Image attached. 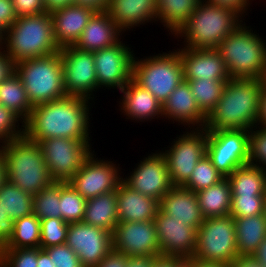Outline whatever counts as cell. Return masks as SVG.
I'll use <instances>...</instances> for the list:
<instances>
[{
	"label": "cell",
	"instance_id": "36",
	"mask_svg": "<svg viewBox=\"0 0 266 267\" xmlns=\"http://www.w3.org/2000/svg\"><path fill=\"white\" fill-rule=\"evenodd\" d=\"M199 108L208 116L223 94L228 80H186Z\"/></svg>",
	"mask_w": 266,
	"mask_h": 267
},
{
	"label": "cell",
	"instance_id": "2",
	"mask_svg": "<svg viewBox=\"0 0 266 267\" xmlns=\"http://www.w3.org/2000/svg\"><path fill=\"white\" fill-rule=\"evenodd\" d=\"M266 79L230 78L215 108L207 116L205 129L250 130L257 125L260 94Z\"/></svg>",
	"mask_w": 266,
	"mask_h": 267
},
{
	"label": "cell",
	"instance_id": "6",
	"mask_svg": "<svg viewBox=\"0 0 266 267\" xmlns=\"http://www.w3.org/2000/svg\"><path fill=\"white\" fill-rule=\"evenodd\" d=\"M250 28L243 22L217 48L230 78L266 79V40Z\"/></svg>",
	"mask_w": 266,
	"mask_h": 267
},
{
	"label": "cell",
	"instance_id": "35",
	"mask_svg": "<svg viewBox=\"0 0 266 267\" xmlns=\"http://www.w3.org/2000/svg\"><path fill=\"white\" fill-rule=\"evenodd\" d=\"M40 219L33 213L14 220V232L4 248L40 247Z\"/></svg>",
	"mask_w": 266,
	"mask_h": 267
},
{
	"label": "cell",
	"instance_id": "16",
	"mask_svg": "<svg viewBox=\"0 0 266 267\" xmlns=\"http://www.w3.org/2000/svg\"><path fill=\"white\" fill-rule=\"evenodd\" d=\"M113 250L128 257H161L153 221L119 222L112 233Z\"/></svg>",
	"mask_w": 266,
	"mask_h": 267
},
{
	"label": "cell",
	"instance_id": "1",
	"mask_svg": "<svg viewBox=\"0 0 266 267\" xmlns=\"http://www.w3.org/2000/svg\"><path fill=\"white\" fill-rule=\"evenodd\" d=\"M91 107L88 99L76 96L35 105L24 122V136L37 143L56 137L91 140Z\"/></svg>",
	"mask_w": 266,
	"mask_h": 267
},
{
	"label": "cell",
	"instance_id": "40",
	"mask_svg": "<svg viewBox=\"0 0 266 267\" xmlns=\"http://www.w3.org/2000/svg\"><path fill=\"white\" fill-rule=\"evenodd\" d=\"M41 237L40 248L45 249L54 245L66 243L69 224L60 218H46L40 220Z\"/></svg>",
	"mask_w": 266,
	"mask_h": 267
},
{
	"label": "cell",
	"instance_id": "62",
	"mask_svg": "<svg viewBox=\"0 0 266 267\" xmlns=\"http://www.w3.org/2000/svg\"><path fill=\"white\" fill-rule=\"evenodd\" d=\"M180 267H197V261L194 259L185 260Z\"/></svg>",
	"mask_w": 266,
	"mask_h": 267
},
{
	"label": "cell",
	"instance_id": "64",
	"mask_svg": "<svg viewBox=\"0 0 266 267\" xmlns=\"http://www.w3.org/2000/svg\"><path fill=\"white\" fill-rule=\"evenodd\" d=\"M3 45V32L0 30V49H2Z\"/></svg>",
	"mask_w": 266,
	"mask_h": 267
},
{
	"label": "cell",
	"instance_id": "20",
	"mask_svg": "<svg viewBox=\"0 0 266 267\" xmlns=\"http://www.w3.org/2000/svg\"><path fill=\"white\" fill-rule=\"evenodd\" d=\"M184 80H229L224 60L217 49L179 48Z\"/></svg>",
	"mask_w": 266,
	"mask_h": 267
},
{
	"label": "cell",
	"instance_id": "54",
	"mask_svg": "<svg viewBox=\"0 0 266 267\" xmlns=\"http://www.w3.org/2000/svg\"><path fill=\"white\" fill-rule=\"evenodd\" d=\"M43 4L45 7V12L51 15L56 11L73 5V0H43Z\"/></svg>",
	"mask_w": 266,
	"mask_h": 267
},
{
	"label": "cell",
	"instance_id": "47",
	"mask_svg": "<svg viewBox=\"0 0 266 267\" xmlns=\"http://www.w3.org/2000/svg\"><path fill=\"white\" fill-rule=\"evenodd\" d=\"M16 20L12 0H0V30L4 33Z\"/></svg>",
	"mask_w": 266,
	"mask_h": 267
},
{
	"label": "cell",
	"instance_id": "56",
	"mask_svg": "<svg viewBox=\"0 0 266 267\" xmlns=\"http://www.w3.org/2000/svg\"><path fill=\"white\" fill-rule=\"evenodd\" d=\"M266 128V81L263 83L260 94V112L258 115L257 126Z\"/></svg>",
	"mask_w": 266,
	"mask_h": 267
},
{
	"label": "cell",
	"instance_id": "8",
	"mask_svg": "<svg viewBox=\"0 0 266 267\" xmlns=\"http://www.w3.org/2000/svg\"><path fill=\"white\" fill-rule=\"evenodd\" d=\"M132 79L163 104L184 80L178 48L141 59L134 56Z\"/></svg>",
	"mask_w": 266,
	"mask_h": 267
},
{
	"label": "cell",
	"instance_id": "31",
	"mask_svg": "<svg viewBox=\"0 0 266 267\" xmlns=\"http://www.w3.org/2000/svg\"><path fill=\"white\" fill-rule=\"evenodd\" d=\"M227 179L232 196L266 194V170L251 164L237 167Z\"/></svg>",
	"mask_w": 266,
	"mask_h": 267
},
{
	"label": "cell",
	"instance_id": "15",
	"mask_svg": "<svg viewBox=\"0 0 266 267\" xmlns=\"http://www.w3.org/2000/svg\"><path fill=\"white\" fill-rule=\"evenodd\" d=\"M121 40L113 46L94 52V63L98 90L119 89L132 79L135 54Z\"/></svg>",
	"mask_w": 266,
	"mask_h": 267
},
{
	"label": "cell",
	"instance_id": "13",
	"mask_svg": "<svg viewBox=\"0 0 266 267\" xmlns=\"http://www.w3.org/2000/svg\"><path fill=\"white\" fill-rule=\"evenodd\" d=\"M59 52L67 96L86 98L94 102L93 92L98 90L94 52L79 50L75 46H65Z\"/></svg>",
	"mask_w": 266,
	"mask_h": 267
},
{
	"label": "cell",
	"instance_id": "60",
	"mask_svg": "<svg viewBox=\"0 0 266 267\" xmlns=\"http://www.w3.org/2000/svg\"><path fill=\"white\" fill-rule=\"evenodd\" d=\"M5 180H6L5 160L2 148L0 147V188Z\"/></svg>",
	"mask_w": 266,
	"mask_h": 267
},
{
	"label": "cell",
	"instance_id": "48",
	"mask_svg": "<svg viewBox=\"0 0 266 267\" xmlns=\"http://www.w3.org/2000/svg\"><path fill=\"white\" fill-rule=\"evenodd\" d=\"M212 5L221 6L226 9H230L240 17H245L247 15V10L250 7L251 0H203ZM245 13V15H244Z\"/></svg>",
	"mask_w": 266,
	"mask_h": 267
},
{
	"label": "cell",
	"instance_id": "55",
	"mask_svg": "<svg viewBox=\"0 0 266 267\" xmlns=\"http://www.w3.org/2000/svg\"><path fill=\"white\" fill-rule=\"evenodd\" d=\"M181 258L158 257L152 261L151 267H180L184 262Z\"/></svg>",
	"mask_w": 266,
	"mask_h": 267
},
{
	"label": "cell",
	"instance_id": "9",
	"mask_svg": "<svg viewBox=\"0 0 266 267\" xmlns=\"http://www.w3.org/2000/svg\"><path fill=\"white\" fill-rule=\"evenodd\" d=\"M237 256L234 218L231 215L205 218L197 229L192 259L229 265Z\"/></svg>",
	"mask_w": 266,
	"mask_h": 267
},
{
	"label": "cell",
	"instance_id": "7",
	"mask_svg": "<svg viewBox=\"0 0 266 267\" xmlns=\"http://www.w3.org/2000/svg\"><path fill=\"white\" fill-rule=\"evenodd\" d=\"M15 73L22 80L33 107L67 96L59 51L16 63Z\"/></svg>",
	"mask_w": 266,
	"mask_h": 267
},
{
	"label": "cell",
	"instance_id": "14",
	"mask_svg": "<svg viewBox=\"0 0 266 267\" xmlns=\"http://www.w3.org/2000/svg\"><path fill=\"white\" fill-rule=\"evenodd\" d=\"M93 151L80 170L68 182L86 200L117 189L123 176L121 167L113 161L101 159ZM97 157V158H96Z\"/></svg>",
	"mask_w": 266,
	"mask_h": 267
},
{
	"label": "cell",
	"instance_id": "4",
	"mask_svg": "<svg viewBox=\"0 0 266 267\" xmlns=\"http://www.w3.org/2000/svg\"><path fill=\"white\" fill-rule=\"evenodd\" d=\"M245 19L230 9L199 2L189 19L173 35L183 38V47L217 49L222 40L233 32Z\"/></svg>",
	"mask_w": 266,
	"mask_h": 267
},
{
	"label": "cell",
	"instance_id": "42",
	"mask_svg": "<svg viewBox=\"0 0 266 267\" xmlns=\"http://www.w3.org/2000/svg\"><path fill=\"white\" fill-rule=\"evenodd\" d=\"M248 150V164L266 170V128L256 125L249 130Z\"/></svg>",
	"mask_w": 266,
	"mask_h": 267
},
{
	"label": "cell",
	"instance_id": "33",
	"mask_svg": "<svg viewBox=\"0 0 266 267\" xmlns=\"http://www.w3.org/2000/svg\"><path fill=\"white\" fill-rule=\"evenodd\" d=\"M0 103L17 114L24 122L33 109L22 80L15 72L0 83Z\"/></svg>",
	"mask_w": 266,
	"mask_h": 267
},
{
	"label": "cell",
	"instance_id": "44",
	"mask_svg": "<svg viewBox=\"0 0 266 267\" xmlns=\"http://www.w3.org/2000/svg\"><path fill=\"white\" fill-rule=\"evenodd\" d=\"M265 195L232 196L231 210L232 217H251L263 214Z\"/></svg>",
	"mask_w": 266,
	"mask_h": 267
},
{
	"label": "cell",
	"instance_id": "63",
	"mask_svg": "<svg viewBox=\"0 0 266 267\" xmlns=\"http://www.w3.org/2000/svg\"><path fill=\"white\" fill-rule=\"evenodd\" d=\"M263 214H264V217L266 219V194H265V197H264Z\"/></svg>",
	"mask_w": 266,
	"mask_h": 267
},
{
	"label": "cell",
	"instance_id": "46",
	"mask_svg": "<svg viewBox=\"0 0 266 267\" xmlns=\"http://www.w3.org/2000/svg\"><path fill=\"white\" fill-rule=\"evenodd\" d=\"M12 3L17 17L46 13L43 0H12Z\"/></svg>",
	"mask_w": 266,
	"mask_h": 267
},
{
	"label": "cell",
	"instance_id": "19",
	"mask_svg": "<svg viewBox=\"0 0 266 267\" xmlns=\"http://www.w3.org/2000/svg\"><path fill=\"white\" fill-rule=\"evenodd\" d=\"M162 257L192 259L196 248L197 230L163 213L154 218Z\"/></svg>",
	"mask_w": 266,
	"mask_h": 267
},
{
	"label": "cell",
	"instance_id": "5",
	"mask_svg": "<svg viewBox=\"0 0 266 267\" xmlns=\"http://www.w3.org/2000/svg\"><path fill=\"white\" fill-rule=\"evenodd\" d=\"M5 160L6 179L34 196L49 186L50 177L40 145L25 136L0 145Z\"/></svg>",
	"mask_w": 266,
	"mask_h": 267
},
{
	"label": "cell",
	"instance_id": "27",
	"mask_svg": "<svg viewBox=\"0 0 266 267\" xmlns=\"http://www.w3.org/2000/svg\"><path fill=\"white\" fill-rule=\"evenodd\" d=\"M123 34L107 12L95 13L74 46L79 50L96 52L115 45Z\"/></svg>",
	"mask_w": 266,
	"mask_h": 267
},
{
	"label": "cell",
	"instance_id": "12",
	"mask_svg": "<svg viewBox=\"0 0 266 267\" xmlns=\"http://www.w3.org/2000/svg\"><path fill=\"white\" fill-rule=\"evenodd\" d=\"M249 130L207 131L206 155L224 176L248 164Z\"/></svg>",
	"mask_w": 266,
	"mask_h": 267
},
{
	"label": "cell",
	"instance_id": "41",
	"mask_svg": "<svg viewBox=\"0 0 266 267\" xmlns=\"http://www.w3.org/2000/svg\"><path fill=\"white\" fill-rule=\"evenodd\" d=\"M38 248H3L0 267H37Z\"/></svg>",
	"mask_w": 266,
	"mask_h": 267
},
{
	"label": "cell",
	"instance_id": "28",
	"mask_svg": "<svg viewBox=\"0 0 266 267\" xmlns=\"http://www.w3.org/2000/svg\"><path fill=\"white\" fill-rule=\"evenodd\" d=\"M82 222L113 233L119 223L116 190L87 199Z\"/></svg>",
	"mask_w": 266,
	"mask_h": 267
},
{
	"label": "cell",
	"instance_id": "34",
	"mask_svg": "<svg viewBox=\"0 0 266 267\" xmlns=\"http://www.w3.org/2000/svg\"><path fill=\"white\" fill-rule=\"evenodd\" d=\"M0 208L16 220L33 213V196L5 180L0 188Z\"/></svg>",
	"mask_w": 266,
	"mask_h": 267
},
{
	"label": "cell",
	"instance_id": "59",
	"mask_svg": "<svg viewBox=\"0 0 266 267\" xmlns=\"http://www.w3.org/2000/svg\"><path fill=\"white\" fill-rule=\"evenodd\" d=\"M253 256L261 263L263 267H266V237L260 243Z\"/></svg>",
	"mask_w": 266,
	"mask_h": 267
},
{
	"label": "cell",
	"instance_id": "10",
	"mask_svg": "<svg viewBox=\"0 0 266 267\" xmlns=\"http://www.w3.org/2000/svg\"><path fill=\"white\" fill-rule=\"evenodd\" d=\"M92 140L56 137L38 142L53 181L69 182L92 153Z\"/></svg>",
	"mask_w": 266,
	"mask_h": 267
},
{
	"label": "cell",
	"instance_id": "53",
	"mask_svg": "<svg viewBox=\"0 0 266 267\" xmlns=\"http://www.w3.org/2000/svg\"><path fill=\"white\" fill-rule=\"evenodd\" d=\"M229 267H263L261 263L253 256L238 255L230 264Z\"/></svg>",
	"mask_w": 266,
	"mask_h": 267
},
{
	"label": "cell",
	"instance_id": "25",
	"mask_svg": "<svg viewBox=\"0 0 266 267\" xmlns=\"http://www.w3.org/2000/svg\"><path fill=\"white\" fill-rule=\"evenodd\" d=\"M119 222L153 221L159 210V201L129 187L123 180L117 186Z\"/></svg>",
	"mask_w": 266,
	"mask_h": 267
},
{
	"label": "cell",
	"instance_id": "11",
	"mask_svg": "<svg viewBox=\"0 0 266 267\" xmlns=\"http://www.w3.org/2000/svg\"><path fill=\"white\" fill-rule=\"evenodd\" d=\"M173 139L168 149L161 150L167 163L173 186H183L191 177L194 167L206 154L207 130L191 128ZM179 136V137H178ZM170 148V149H169Z\"/></svg>",
	"mask_w": 266,
	"mask_h": 267
},
{
	"label": "cell",
	"instance_id": "3",
	"mask_svg": "<svg viewBox=\"0 0 266 267\" xmlns=\"http://www.w3.org/2000/svg\"><path fill=\"white\" fill-rule=\"evenodd\" d=\"M2 50L14 64L58 52L50 14L20 16L3 33Z\"/></svg>",
	"mask_w": 266,
	"mask_h": 267
},
{
	"label": "cell",
	"instance_id": "21",
	"mask_svg": "<svg viewBox=\"0 0 266 267\" xmlns=\"http://www.w3.org/2000/svg\"><path fill=\"white\" fill-rule=\"evenodd\" d=\"M162 110L163 118L172 120L173 124L178 122L185 128L188 125V129L205 127L207 115L199 108L186 80H183L169 95L162 104Z\"/></svg>",
	"mask_w": 266,
	"mask_h": 267
},
{
	"label": "cell",
	"instance_id": "39",
	"mask_svg": "<svg viewBox=\"0 0 266 267\" xmlns=\"http://www.w3.org/2000/svg\"><path fill=\"white\" fill-rule=\"evenodd\" d=\"M223 178L224 176L217 170L205 154L194 167L191 177L183 187L196 193L202 189L213 186Z\"/></svg>",
	"mask_w": 266,
	"mask_h": 267
},
{
	"label": "cell",
	"instance_id": "23",
	"mask_svg": "<svg viewBox=\"0 0 266 267\" xmlns=\"http://www.w3.org/2000/svg\"><path fill=\"white\" fill-rule=\"evenodd\" d=\"M124 33L157 21V0H110L106 11Z\"/></svg>",
	"mask_w": 266,
	"mask_h": 267
},
{
	"label": "cell",
	"instance_id": "18",
	"mask_svg": "<svg viewBox=\"0 0 266 267\" xmlns=\"http://www.w3.org/2000/svg\"><path fill=\"white\" fill-rule=\"evenodd\" d=\"M140 160L129 176L122 180L137 192L160 201L173 187L165 157L159 151Z\"/></svg>",
	"mask_w": 266,
	"mask_h": 267
},
{
	"label": "cell",
	"instance_id": "43",
	"mask_svg": "<svg viewBox=\"0 0 266 267\" xmlns=\"http://www.w3.org/2000/svg\"><path fill=\"white\" fill-rule=\"evenodd\" d=\"M23 136L24 121L0 103V145Z\"/></svg>",
	"mask_w": 266,
	"mask_h": 267
},
{
	"label": "cell",
	"instance_id": "50",
	"mask_svg": "<svg viewBox=\"0 0 266 267\" xmlns=\"http://www.w3.org/2000/svg\"><path fill=\"white\" fill-rule=\"evenodd\" d=\"M128 256L111 250L95 267H126Z\"/></svg>",
	"mask_w": 266,
	"mask_h": 267
},
{
	"label": "cell",
	"instance_id": "52",
	"mask_svg": "<svg viewBox=\"0 0 266 267\" xmlns=\"http://www.w3.org/2000/svg\"><path fill=\"white\" fill-rule=\"evenodd\" d=\"M15 72V64L8 55L0 49V83Z\"/></svg>",
	"mask_w": 266,
	"mask_h": 267
},
{
	"label": "cell",
	"instance_id": "45",
	"mask_svg": "<svg viewBox=\"0 0 266 267\" xmlns=\"http://www.w3.org/2000/svg\"><path fill=\"white\" fill-rule=\"evenodd\" d=\"M56 267H83L77 254L66 243L44 249Z\"/></svg>",
	"mask_w": 266,
	"mask_h": 267
},
{
	"label": "cell",
	"instance_id": "24",
	"mask_svg": "<svg viewBox=\"0 0 266 267\" xmlns=\"http://www.w3.org/2000/svg\"><path fill=\"white\" fill-rule=\"evenodd\" d=\"M94 14L93 10L74 4L51 14L58 47L74 46Z\"/></svg>",
	"mask_w": 266,
	"mask_h": 267
},
{
	"label": "cell",
	"instance_id": "26",
	"mask_svg": "<svg viewBox=\"0 0 266 267\" xmlns=\"http://www.w3.org/2000/svg\"><path fill=\"white\" fill-rule=\"evenodd\" d=\"M159 209L196 230L205 219L196 194L183 186H173L159 201Z\"/></svg>",
	"mask_w": 266,
	"mask_h": 267
},
{
	"label": "cell",
	"instance_id": "17",
	"mask_svg": "<svg viewBox=\"0 0 266 267\" xmlns=\"http://www.w3.org/2000/svg\"><path fill=\"white\" fill-rule=\"evenodd\" d=\"M66 244L83 267H95L112 249V233L84 222L70 223Z\"/></svg>",
	"mask_w": 266,
	"mask_h": 267
},
{
	"label": "cell",
	"instance_id": "30",
	"mask_svg": "<svg viewBox=\"0 0 266 267\" xmlns=\"http://www.w3.org/2000/svg\"><path fill=\"white\" fill-rule=\"evenodd\" d=\"M233 218L235 221L238 255H253L266 237L264 214Z\"/></svg>",
	"mask_w": 266,
	"mask_h": 267
},
{
	"label": "cell",
	"instance_id": "37",
	"mask_svg": "<svg viewBox=\"0 0 266 267\" xmlns=\"http://www.w3.org/2000/svg\"><path fill=\"white\" fill-rule=\"evenodd\" d=\"M86 201L68 182H60V219L68 224L82 222Z\"/></svg>",
	"mask_w": 266,
	"mask_h": 267
},
{
	"label": "cell",
	"instance_id": "32",
	"mask_svg": "<svg viewBox=\"0 0 266 267\" xmlns=\"http://www.w3.org/2000/svg\"><path fill=\"white\" fill-rule=\"evenodd\" d=\"M201 0H157V22L174 35L189 19Z\"/></svg>",
	"mask_w": 266,
	"mask_h": 267
},
{
	"label": "cell",
	"instance_id": "22",
	"mask_svg": "<svg viewBox=\"0 0 266 267\" xmlns=\"http://www.w3.org/2000/svg\"><path fill=\"white\" fill-rule=\"evenodd\" d=\"M120 92L123 94L119 106L125 119L140 123L163 117L162 103L133 79Z\"/></svg>",
	"mask_w": 266,
	"mask_h": 267
},
{
	"label": "cell",
	"instance_id": "38",
	"mask_svg": "<svg viewBox=\"0 0 266 267\" xmlns=\"http://www.w3.org/2000/svg\"><path fill=\"white\" fill-rule=\"evenodd\" d=\"M60 182L53 181L49 186L33 196V214L40 220L60 218Z\"/></svg>",
	"mask_w": 266,
	"mask_h": 267
},
{
	"label": "cell",
	"instance_id": "58",
	"mask_svg": "<svg viewBox=\"0 0 266 267\" xmlns=\"http://www.w3.org/2000/svg\"><path fill=\"white\" fill-rule=\"evenodd\" d=\"M37 267H56L49 254L44 250L38 247V260Z\"/></svg>",
	"mask_w": 266,
	"mask_h": 267
},
{
	"label": "cell",
	"instance_id": "49",
	"mask_svg": "<svg viewBox=\"0 0 266 267\" xmlns=\"http://www.w3.org/2000/svg\"><path fill=\"white\" fill-rule=\"evenodd\" d=\"M14 232V220L0 208V251L5 247Z\"/></svg>",
	"mask_w": 266,
	"mask_h": 267
},
{
	"label": "cell",
	"instance_id": "57",
	"mask_svg": "<svg viewBox=\"0 0 266 267\" xmlns=\"http://www.w3.org/2000/svg\"><path fill=\"white\" fill-rule=\"evenodd\" d=\"M153 257H128L126 267H151Z\"/></svg>",
	"mask_w": 266,
	"mask_h": 267
},
{
	"label": "cell",
	"instance_id": "29",
	"mask_svg": "<svg viewBox=\"0 0 266 267\" xmlns=\"http://www.w3.org/2000/svg\"><path fill=\"white\" fill-rule=\"evenodd\" d=\"M204 218L227 216L231 210V185L227 177L195 193Z\"/></svg>",
	"mask_w": 266,
	"mask_h": 267
},
{
	"label": "cell",
	"instance_id": "51",
	"mask_svg": "<svg viewBox=\"0 0 266 267\" xmlns=\"http://www.w3.org/2000/svg\"><path fill=\"white\" fill-rule=\"evenodd\" d=\"M110 0H73L74 5L88 8L95 13L106 12L109 6Z\"/></svg>",
	"mask_w": 266,
	"mask_h": 267
},
{
	"label": "cell",
	"instance_id": "61",
	"mask_svg": "<svg viewBox=\"0 0 266 267\" xmlns=\"http://www.w3.org/2000/svg\"><path fill=\"white\" fill-rule=\"evenodd\" d=\"M197 267H229V265L222 264V263L197 261Z\"/></svg>",
	"mask_w": 266,
	"mask_h": 267
}]
</instances>
